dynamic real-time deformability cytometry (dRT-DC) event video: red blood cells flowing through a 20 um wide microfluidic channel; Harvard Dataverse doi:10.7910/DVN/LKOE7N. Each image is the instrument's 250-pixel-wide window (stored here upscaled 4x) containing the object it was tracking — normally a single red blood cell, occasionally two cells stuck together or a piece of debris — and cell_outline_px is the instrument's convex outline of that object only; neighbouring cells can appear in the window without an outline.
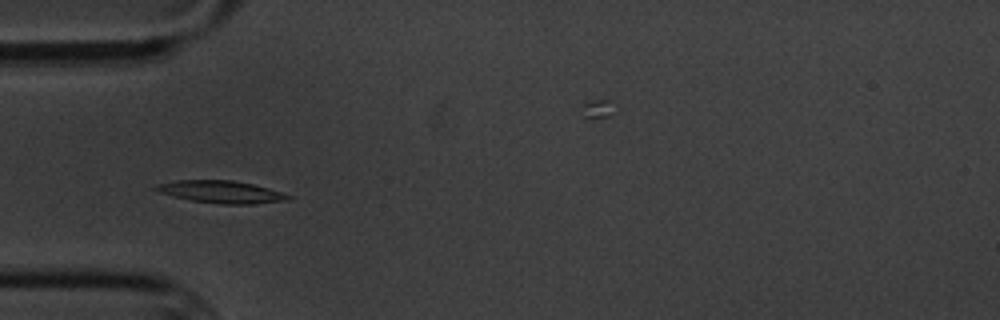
{"species": "common noctule bat (a hibernating species)", "species_latin": "Nyctalus noctula", "temperature_condition": "cold", "stored_images_in_passage": 7, "camera_frame_rate_fps": 3000, "um_per_image_px": 0.085, "animal": {"sex": "male", "body_mass_g": 20.1, "forearm_length_mm": 53.5}, "frame": {"image": 1, "passage_image": 6, "time_ms": 7.0, "image_size_px": [1000, 320], "cell_outline_px": [[292, 196], [288, 200], [256, 204], [220, 204], [192, 200], [160, 192], [152, 188], [156, 184], [176, 180], [232, 180], [252, 184], [268, 188]], "centroid_in_image_um": [18.8, 16.3], "position_along_channel_um": 66.2, "area_um2": 17.05}}
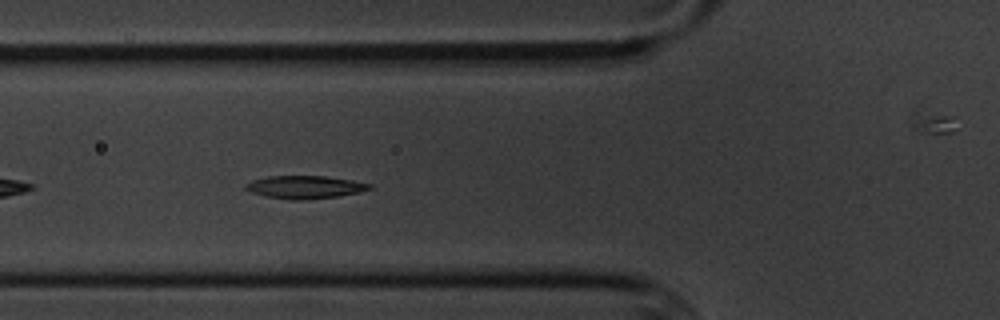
{"frame": {"image": 2, "passage_image": 7, "time_ms": 8.0, "image_size_px": [1000, 320], "cell_outline_px": [[372, 188], [360, 192], [336, 196], [304, 200], [288, 200], [268, 196], [252, 192], [244, 188], [244, 184], [252, 180], [268, 176], [324, 176], [352, 180], [372, 184]], "centroid_in_image_um": [25.91, 15.9], "position_along_channel_um": 99.9, "area_um2": 16.42}}